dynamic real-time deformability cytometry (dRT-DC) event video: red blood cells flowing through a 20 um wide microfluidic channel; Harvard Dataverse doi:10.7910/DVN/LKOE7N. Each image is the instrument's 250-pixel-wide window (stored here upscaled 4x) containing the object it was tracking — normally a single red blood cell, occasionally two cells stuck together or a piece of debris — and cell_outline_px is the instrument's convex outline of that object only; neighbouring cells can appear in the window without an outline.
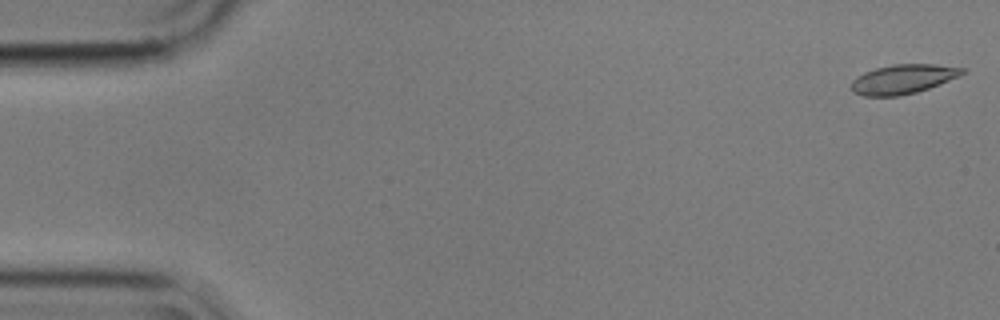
{"species": "common noctule bat (a hibernating species)", "species_latin": "Nyctalus noctula", "temperature_condition": "cold", "stored_images_in_passage": 56, "camera_frame_rate_fps": 3000, "um_per_image_px": 0.085, "animal": {"sex": "male", "body_mass_g": 17.9}, "frame": {"image": 1, "passage_image": 1, "time_ms": 0.0, "image_size_px": [1000, 320], "cell_outline_px": [[964, 72], [960, 76], [928, 88], [916, 92], [900, 96], [864, 96], [852, 92], [852, 80], [856, 76], [864, 72], [876, 68], [892, 64], [936, 64], [964, 68]], "centroid_in_image_um": [76.73, 6.72], "position_along_channel_um": 8.3, "area_um2": 18.96}}
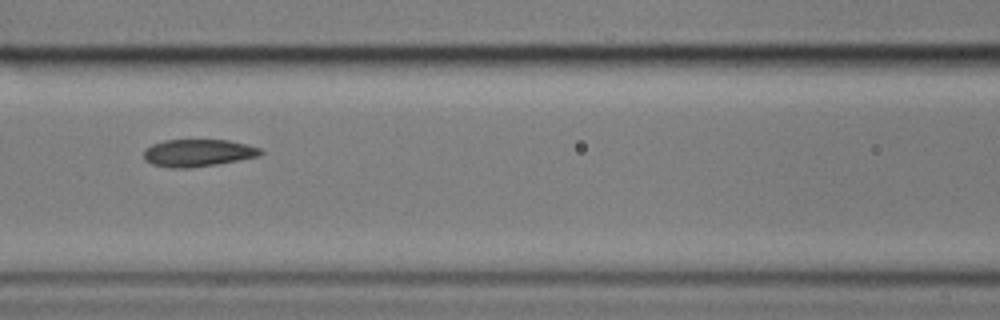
{"frame": {"image": 2, "passage_image": 24, "time_ms": 7.667, "image_size_px": [1000, 320], "cell_outline_px": [[264, 152], [260, 156], [216, 164], [188, 168], [168, 168], [152, 164], [144, 160], [144, 148], [152, 144], [164, 140], [228, 140], [260, 148]], "centroid_in_image_um": [16.79, 13.0], "position_along_channel_um": 149.8, "area_um2": 18.61}}
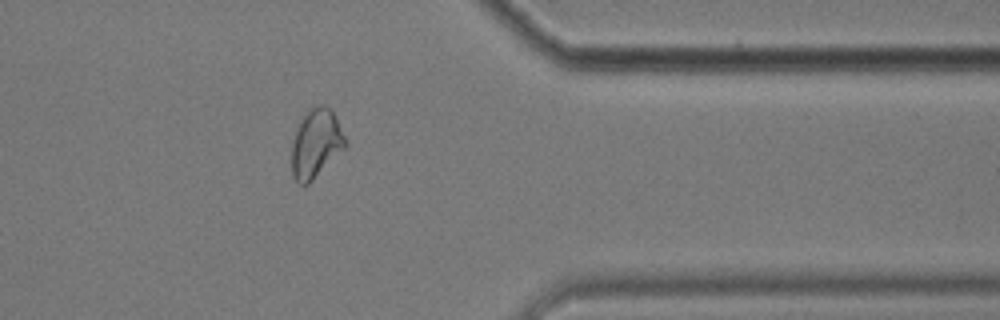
{"frame": {"image": 3, "passage_image": 45, "time_ms": 14.667, "image_size_px": [1000, 320], "cell_outline_px": [[348, 144], [308, 184], [300, 184], [292, 176], [292, 140], [300, 120], [308, 108], [320, 104], [324, 104], [332, 108]], "centroid_in_image_um": [26.85, 12.14], "position_along_channel_um": 384.6, "area_um2": 21.44}, "authors_computed_cell_mechanics": {"area_um2": 19.4786, "velocity_mm_per_s": 3.5506, "shape_relaxation_time_tau1_ms": 9.5719, "shape_relaxation_time_tau2_ms": 1.6526, "deformation_change_tau1": 0.2397, "deformation_change_tau2": 0.0737}}